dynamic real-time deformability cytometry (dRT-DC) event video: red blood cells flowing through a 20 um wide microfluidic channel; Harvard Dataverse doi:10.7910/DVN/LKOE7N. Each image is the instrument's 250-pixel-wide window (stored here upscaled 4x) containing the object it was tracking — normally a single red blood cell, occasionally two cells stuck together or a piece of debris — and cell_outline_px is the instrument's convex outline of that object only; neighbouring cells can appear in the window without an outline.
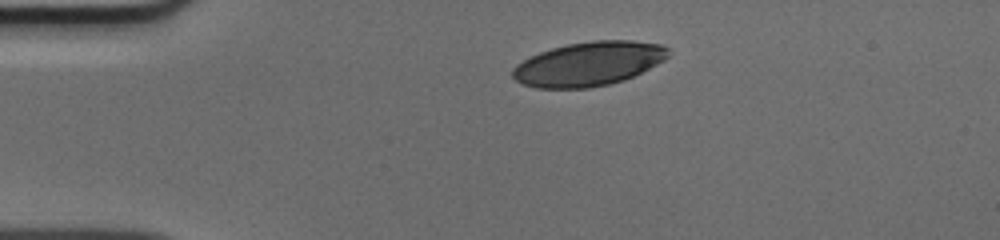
{"species": "human", "species_latin": "Homo sapiens", "temperature_condition": "cold", "stored_images_in_passage": 35, "camera_frame_rate_fps": 3000, "um_per_image_px": 0.085, "donor": {"sex": "male"}, "frame": {"image": 1, "passage_image": 1, "time_ms": 0.0, "image_size_px": [1000, 240], "cell_outline_px": [[668, 56], [664, 60], [624, 80], [608, 84], [588, 88], [536, 88], [524, 84], [516, 80], [512, 76], [512, 68], [516, 64], [540, 52], [552, 48], [568, 44], [592, 40], [632, 40], [664, 44], [668, 48]], "centroid_in_image_um": [50.04, 5.41], "position_along_channel_um": 35.0, "area_um2": 39.82}}
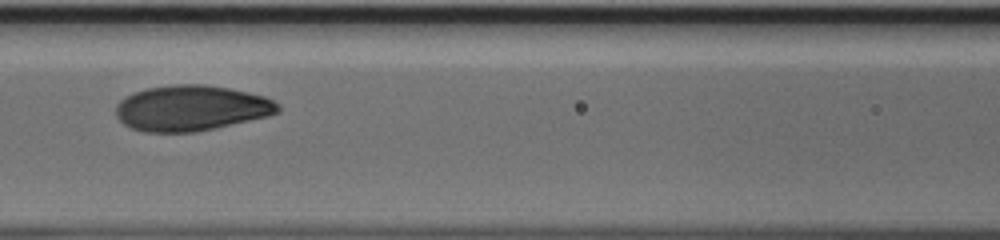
{"frame": {"image": 2, "passage_image": 13, "time_ms": 4.0, "image_size_px": [1000, 240], "cell_outline_px": [[280, 112], [268, 116], [216, 128], [196, 132], [144, 132], [132, 128], [124, 124], [116, 116], [116, 104], [120, 100], [132, 92], [148, 88], [172, 84], [204, 84], [228, 88], [264, 96], [280, 104]], "centroid_in_image_um": [16.25, 9.19], "position_along_channel_um": 150.4, "area_um2": 43.18}}
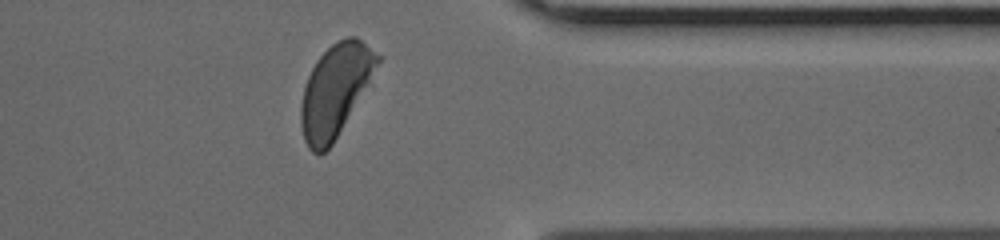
{"frame": {"image": 3, "passage_image": 31, "time_ms": 10.0, "image_size_px": [1000, 240], "cell_outline_px": [[380, 60], [368, 84], [332, 144], [320, 156], [312, 152], [308, 148], [304, 140], [300, 124], [300, 108], [304, 88], [308, 76], [316, 60], [336, 40], [348, 36], [356, 36], [380, 56]], "centroid_in_image_um": [28.46, 7.69], "position_along_channel_um": 382.9, "area_um2": 40.4}}